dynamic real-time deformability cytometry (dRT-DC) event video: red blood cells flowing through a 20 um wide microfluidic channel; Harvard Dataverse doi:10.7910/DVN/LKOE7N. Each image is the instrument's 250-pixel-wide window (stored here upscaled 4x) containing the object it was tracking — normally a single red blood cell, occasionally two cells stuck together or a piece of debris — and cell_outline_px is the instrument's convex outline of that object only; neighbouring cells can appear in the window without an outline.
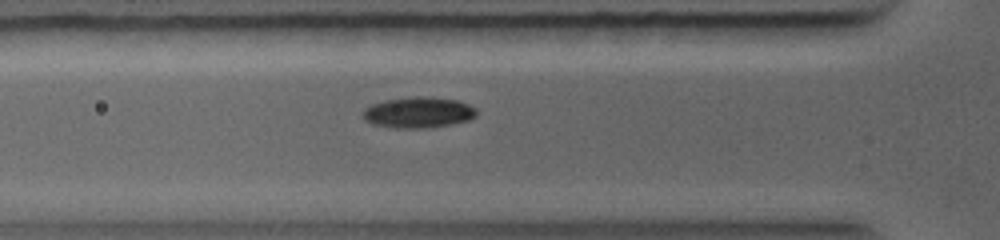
{"species": "common noctule bat (a hibernating species)", "species_latin": "Nyctalus noctula", "temperature_condition": "warm", "stored_images_in_passage": 7, "camera_frame_rate_fps": 5000, "um_per_image_px": 0.085, "animal": {"sex": "female", "body_mass_g": 19.0, "forearm_length_mm": 56.7}, "frame": {"image": 1, "passage_image": 7, "time_ms": 3.2, "image_size_px": [1000, 240], "cell_outline_px": [[476, 116], [468, 120], [448, 124], [420, 128], [392, 128], [372, 124], [364, 120], [360, 112], [364, 108], [372, 104], [384, 100], [416, 96], [424, 96], [456, 100], [468, 104], [476, 108]], "centroid_in_image_um": [35.49, 9.55], "position_along_channel_um": 90.3, "area_um2": 20.46}}